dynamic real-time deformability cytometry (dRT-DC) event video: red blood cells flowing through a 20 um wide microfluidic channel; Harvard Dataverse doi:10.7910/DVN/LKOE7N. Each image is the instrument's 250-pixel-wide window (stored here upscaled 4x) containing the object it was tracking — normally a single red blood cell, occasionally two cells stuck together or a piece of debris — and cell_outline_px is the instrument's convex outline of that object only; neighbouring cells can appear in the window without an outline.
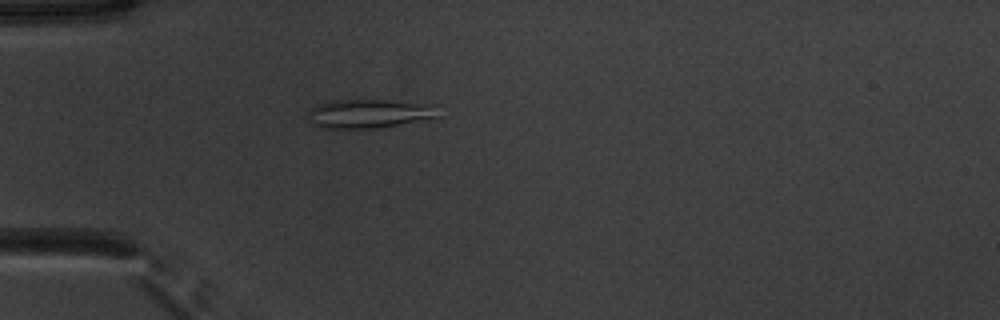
{"species": "common noctule bat (a hibernating species)", "species_latin": "Nyctalus noctula", "temperature_condition": "warm", "stored_images_in_passage": 43, "camera_frame_rate_fps": 3000, "um_per_image_px": 0.085, "animal": {"sex": "male", "body_mass_g": 20.1, "forearm_length_mm": 53.5}, "frame": {"image": 1, "passage_image": 7, "time_ms": 2.0, "image_size_px": [1000, 320], "cell_outline_px": [[440, 116], [432, 120], [376, 128], [324, 128], [312, 124], [308, 120], [308, 112], [312, 108], [320, 104], [332, 100], [388, 100], [436, 104]], "centroid_in_image_um": [31.48, 9.66], "position_along_channel_um": 53.5, "area_um2": 22.37}}
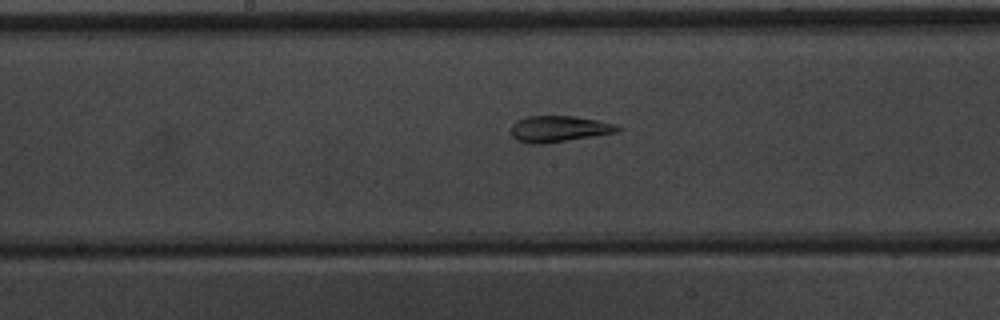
{"frame": {"image": 2, "passage_image": 19, "time_ms": 6.0, "image_size_px": [1000, 320], "cell_outline_px": [[624, 128], [620, 132], [544, 144], [528, 144], [516, 140], [512, 136], [512, 124], [516, 120], [528, 116], [572, 116], [596, 120], [616, 124]], "centroid_in_image_um": [47.53, 10.96], "position_along_channel_um": 200.7, "area_um2": 16.47}}
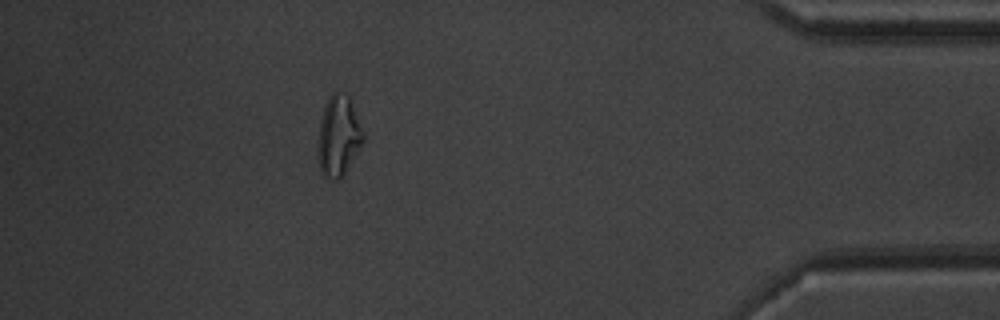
{"frame": {"image": 3, "passage_image": 38, "time_ms": 12.333, "image_size_px": [1000, 320], "cell_outline_px": [[364, 140], [360, 148], [340, 180], [332, 180], [324, 176], [320, 172], [316, 152], [316, 148], [320, 120], [324, 104], [328, 96], [332, 92], [336, 92], [348, 96], [364, 132]], "centroid_in_image_um": [28.73, 11.6], "position_along_channel_um": 406.5, "area_um2": 21.56}, "authors_computed_cell_mechanics": {"area_um2": 17.4556, "velocity_mm_per_s": 3.9363, "shape_relaxation_time_tau1_ms": null, "shape_relaxation_time_tau2_ms": 1.4374, "deformation_change_tau1": null, "deformation_change_tau2": 0.0834}}